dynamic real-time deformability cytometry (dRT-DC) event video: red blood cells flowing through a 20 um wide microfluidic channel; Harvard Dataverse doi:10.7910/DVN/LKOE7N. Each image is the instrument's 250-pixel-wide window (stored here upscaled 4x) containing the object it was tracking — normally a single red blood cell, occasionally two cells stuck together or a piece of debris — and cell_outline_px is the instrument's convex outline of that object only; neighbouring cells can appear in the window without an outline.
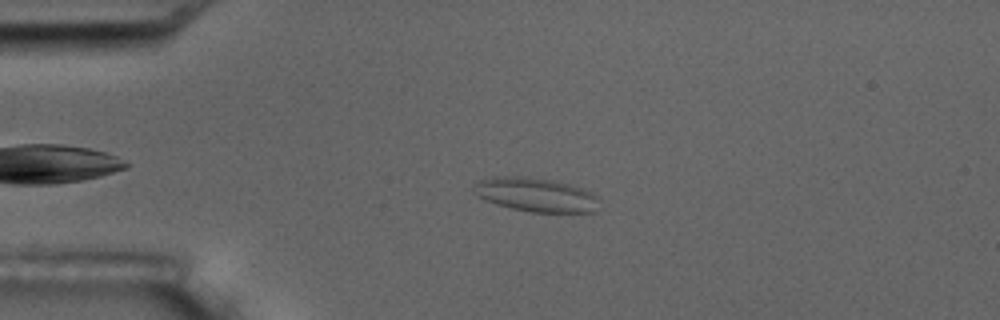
{"species": "common noctule bat (a hibernating species)", "species_latin": "Nyctalus noctula", "temperature_condition": "room temperature", "stored_images_in_passage": 5, "camera_frame_rate_fps": 3000, "um_per_image_px": 0.085, "animal": {"sex": "male", "body_mass_g": 17.5, "forearm_length_mm": 52.3}, "frame": {"image": 1, "passage_image": 3, "time_ms": 2.0, "image_size_px": [1000, 320], "cell_outline_px": [[600, 200], [596, 212], [532, 212], [512, 208], [496, 204], [480, 196], [476, 192], [472, 184], [480, 180], [492, 176], [528, 176], [552, 180], [568, 184], [592, 192], [600, 196]], "centroid_in_image_um": [45.6, 16.54], "position_along_channel_um": 39.4, "area_um2": 24.85}}